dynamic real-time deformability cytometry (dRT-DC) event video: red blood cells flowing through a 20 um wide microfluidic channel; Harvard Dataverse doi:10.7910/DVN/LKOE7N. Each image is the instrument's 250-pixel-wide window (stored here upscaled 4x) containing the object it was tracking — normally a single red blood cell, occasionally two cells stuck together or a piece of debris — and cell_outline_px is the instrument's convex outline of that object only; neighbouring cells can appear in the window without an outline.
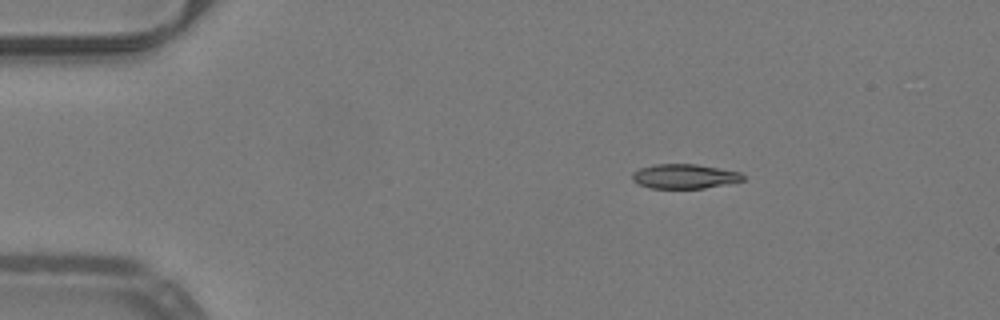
{"species": "common noctule bat (a hibernating species)", "species_latin": "Nyctalus noctula", "temperature_condition": "warm", "stored_images_in_passage": 42, "camera_frame_rate_fps": 3000, "um_per_image_px": 0.085, "animal": {"sex": "male", "body_mass_g": 19.2, "forearm_length_mm": 51.8}, "frame": {"image": 1, "passage_image": 1, "time_ms": 0.0, "image_size_px": [1000, 320], "cell_outline_px": [[744, 180], [728, 184], [704, 188], [652, 188], [640, 184], [632, 180], [632, 172], [640, 168], [656, 164], [696, 164], [740, 172], [744, 176]], "centroid_in_image_um": [58.19, 14.99], "position_along_channel_um": 26.8, "area_um2": 15.72}}
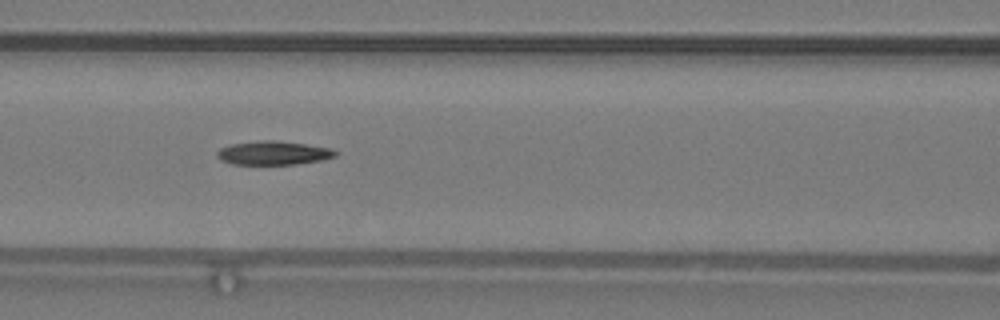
{"frame": {"image": 2, "passage_image": 15, "time_ms": 4.667, "image_size_px": [1000, 320], "cell_outline_px": [[340, 152], [336, 156], [324, 160], [296, 164], [232, 164], [220, 160], [216, 156], [216, 152], [220, 148], [232, 144], [260, 140], [276, 140], [332, 148]], "centroid_in_image_um": [23.26, 13.0], "position_along_channel_um": 143.3, "area_um2": 16.53}}
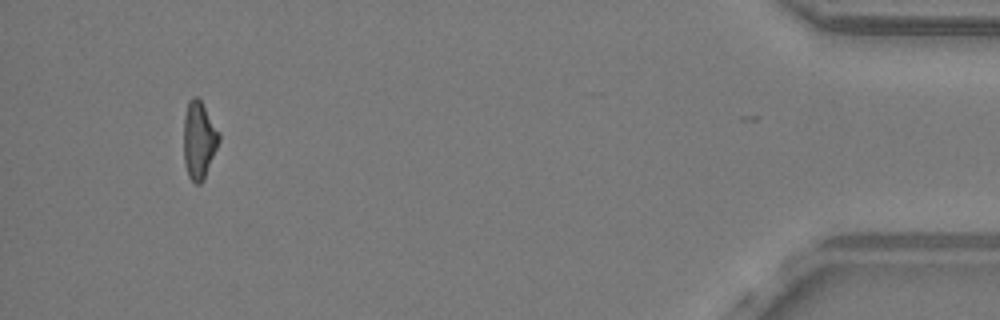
{"frame": {"image": 3, "passage_image": 41, "time_ms": 13.333, "image_size_px": [1000, 320], "cell_outline_px": [[220, 140], [204, 180], [200, 184], [196, 184], [188, 176], [184, 164], [184, 116], [188, 100], [192, 96], [196, 96], [200, 100], [220, 132]], "centroid_in_image_um": [16.91, 11.91], "position_along_channel_um": 418.3, "area_um2": 16.07}, "authors_computed_cell_mechanics": {"area_um2": 16.5308, "velocity_mm_per_s": 4.0276, "shape_relaxation_time_tau1_ms": 9.2848, "shape_relaxation_time_tau2_ms": null, "deformation_change_tau1": 0.2285, "deformation_change_tau2": null}}